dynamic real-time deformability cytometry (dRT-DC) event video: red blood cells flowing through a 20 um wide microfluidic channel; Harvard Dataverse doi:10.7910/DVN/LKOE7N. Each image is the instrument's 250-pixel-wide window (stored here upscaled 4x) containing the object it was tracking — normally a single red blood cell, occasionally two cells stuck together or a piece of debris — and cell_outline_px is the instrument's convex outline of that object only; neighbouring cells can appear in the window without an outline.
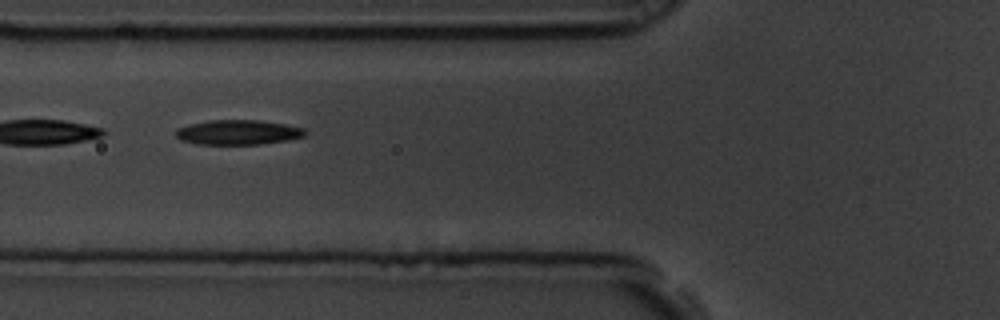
{"species": "common noctule bat (a hibernating species)", "species_latin": "Nyctalus noctula", "temperature_condition": "room temperature", "stored_images_in_passage": 3, "camera_frame_rate_fps": 3000, "um_per_image_px": 0.085, "animal": {"sex": "male", "body_mass_g": 19.5, "forearm_length_mm": 54.6}, "frame": {"image": 1, "passage_image": 2, "time_ms": 0.333, "image_size_px": [1000, 320], "cell_outline_px": [[308, 132], [304, 136], [288, 140], [260, 144], [196, 144], [180, 140], [176, 136], [176, 128], [188, 124], [208, 120], [256, 120], [284, 124], [304, 128]], "centroid_in_image_um": [20.21, 11.24], "position_along_channel_um": 105.6, "area_um2": 18.73}}